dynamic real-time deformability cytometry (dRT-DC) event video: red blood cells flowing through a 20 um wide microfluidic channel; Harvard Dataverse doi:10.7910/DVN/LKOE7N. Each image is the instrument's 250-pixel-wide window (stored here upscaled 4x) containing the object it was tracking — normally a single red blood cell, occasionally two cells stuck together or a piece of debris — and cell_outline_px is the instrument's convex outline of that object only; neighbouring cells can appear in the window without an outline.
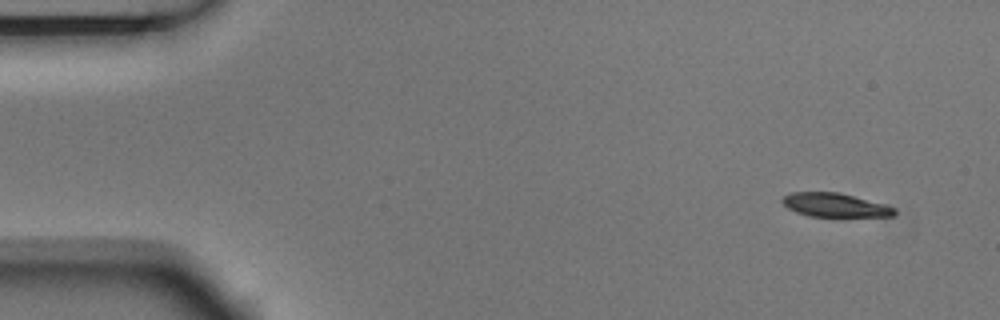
{"species": "Egyptian fruit bat (a non-hibernating species)", "species_latin": "Rousettus aegyptiacus", "temperature_condition": "room temperature", "stored_images_in_passage": 5, "camera_frame_rate_fps": 3000, "um_per_image_px": 0.085, "animal": {"sex": "male"}, "frame": {"image": 1, "passage_image": 1, "time_ms": 0.0, "image_size_px": [1000, 320], "cell_outline_px": [[896, 216], [808, 216], [796, 212], [788, 208], [780, 200], [784, 196], [792, 192], [836, 192], [884, 204], [896, 208]], "centroid_in_image_um": [70.95, 17.43], "position_along_channel_um": 14.0, "area_um2": 15.32}}
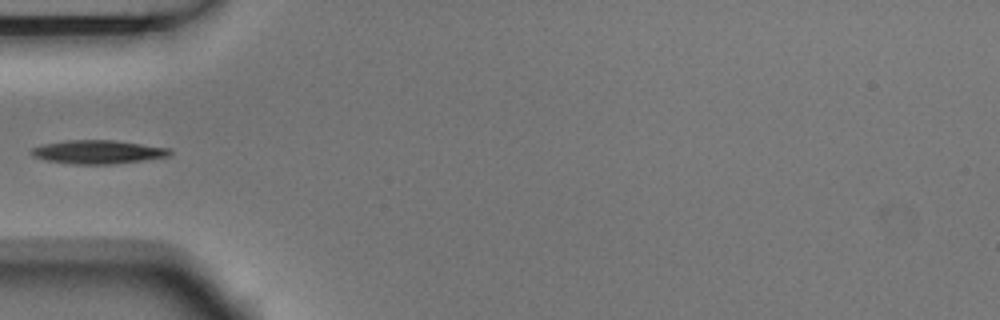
{"frame": {"image": 2, "passage_image": 4, "time_ms": 1.0, "image_size_px": [1000, 320], "cell_outline_px": [[172, 152], [168, 156], [144, 160], [112, 164], [72, 164], [44, 160], [32, 156], [28, 152], [32, 148], [44, 144], [64, 140], [112, 140], [172, 148]], "centroid_in_image_um": [8.29, 12.91], "position_along_channel_um": 76.7, "area_um2": 19.13}}
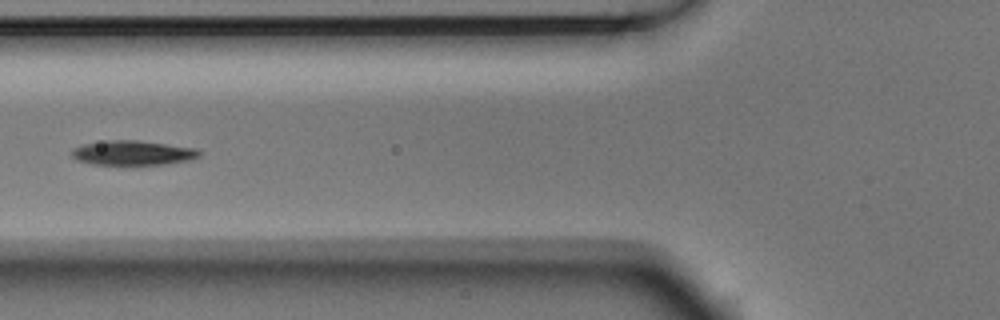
{"frame": {"image": 3, "passage_image": 5, "time_ms": 1.333, "image_size_px": [1000, 320], "cell_outline_px": [[200, 156], [188, 160], [164, 164], [92, 164], [76, 160], [72, 156], [72, 148], [84, 144], [108, 140], [136, 140], [196, 148], [200, 152]], "centroid_in_image_um": [11.26, 12.99], "position_along_channel_um": 114.5, "area_um2": 18.03}}